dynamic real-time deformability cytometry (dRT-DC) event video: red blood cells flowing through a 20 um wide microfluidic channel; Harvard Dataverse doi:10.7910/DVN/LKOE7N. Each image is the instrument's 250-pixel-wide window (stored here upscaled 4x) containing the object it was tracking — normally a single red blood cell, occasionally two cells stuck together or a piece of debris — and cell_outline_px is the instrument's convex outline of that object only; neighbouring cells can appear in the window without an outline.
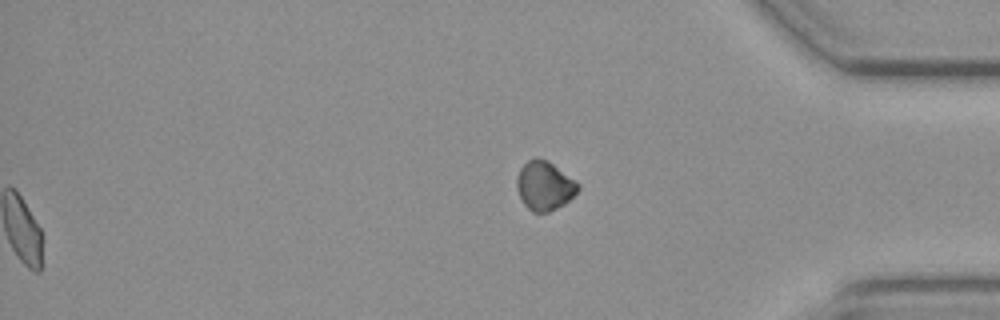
{"species": "common noctule bat (a hibernating species)", "species_latin": "Nyctalus noctula", "temperature_condition": "cold", "stored_images_in_passage": 51, "segment_of_instrument_passage": [2, 2], "camera_frame_rate_fps": 3000, "um_per_image_px": 0.085, "animal": {"sex": "female", "body_mass_g": 19.3, "forearm_length_mm": 54.1}, "frame": {"image": 1, "passage_image": 51, "time_ms": 16.667, "image_size_px": [1000, 320], "cell_outline_px": [[580, 188], [564, 204], [548, 212], [532, 212], [524, 204], [516, 188], [516, 176], [520, 168], [528, 160], [536, 156], [552, 164], [576, 180], [580, 184]], "centroid_in_image_um": [46.26, 15.78], "position_along_channel_um": 388.9, "area_um2": 17.4}}